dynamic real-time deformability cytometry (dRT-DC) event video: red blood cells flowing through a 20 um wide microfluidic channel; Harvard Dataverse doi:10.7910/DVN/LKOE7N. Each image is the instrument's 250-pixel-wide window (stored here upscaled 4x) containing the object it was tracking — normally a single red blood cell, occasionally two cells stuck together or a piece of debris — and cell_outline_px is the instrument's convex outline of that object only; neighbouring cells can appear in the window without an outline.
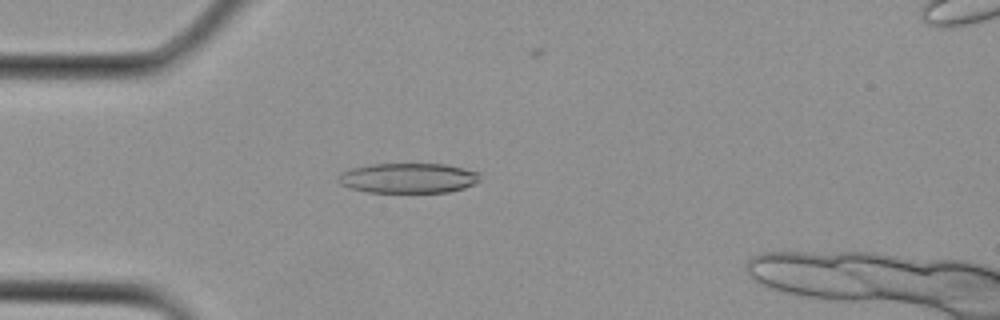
{"species": "Egyptian fruit bat (a non-hibernating species)", "species_latin": "Rousettus aegyptiacus", "temperature_condition": "cold", "stored_images_in_passage": 2, "camera_frame_rate_fps": 3000, "um_per_image_px": 0.085, "animal": {"sex": "female"}, "frame": {"image": 1, "passage_image": 1, "time_ms": 0.0, "image_size_px": [1000, 320], "cell_outline_px": [[480, 180], [464, 188], [448, 192], [368, 192], [348, 188], [340, 184], [336, 180], [336, 176], [340, 172], [352, 168], [372, 164], [448, 164], [480, 172]], "centroid_in_image_um": [34.67, 15.13], "position_along_channel_um": 50.3, "area_um2": 25.03}}